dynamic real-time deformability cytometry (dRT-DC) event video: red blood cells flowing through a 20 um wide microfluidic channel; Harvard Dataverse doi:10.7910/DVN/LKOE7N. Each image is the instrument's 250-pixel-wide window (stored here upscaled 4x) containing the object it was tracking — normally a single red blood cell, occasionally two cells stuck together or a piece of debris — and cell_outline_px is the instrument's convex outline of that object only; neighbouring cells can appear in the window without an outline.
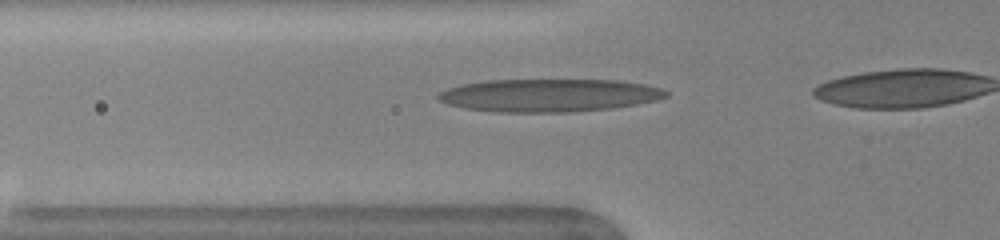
{"species": "human", "species_latin": "Homo sapiens", "temperature_condition": "warm", "stored_images_in_passage": 8, "camera_frame_rate_fps": 3000, "um_per_image_px": 0.085, "donor": {"sex": "female"}, "frame": {"image": 1, "passage_image": 3, "time_ms": 0.667, "image_size_px": [1000, 240], "cell_outline_px": [[668, 96], [656, 100], [636, 104], [612, 108], [572, 112], [492, 112], [464, 108], [448, 104], [440, 100], [436, 96], [440, 92], [448, 88], [464, 84], [488, 80], [616, 80], [644, 84], [660, 88], [668, 92]], "centroid_in_image_um": [46.66, 8.1], "position_along_channel_um": 79.1, "area_um2": 43.58}}